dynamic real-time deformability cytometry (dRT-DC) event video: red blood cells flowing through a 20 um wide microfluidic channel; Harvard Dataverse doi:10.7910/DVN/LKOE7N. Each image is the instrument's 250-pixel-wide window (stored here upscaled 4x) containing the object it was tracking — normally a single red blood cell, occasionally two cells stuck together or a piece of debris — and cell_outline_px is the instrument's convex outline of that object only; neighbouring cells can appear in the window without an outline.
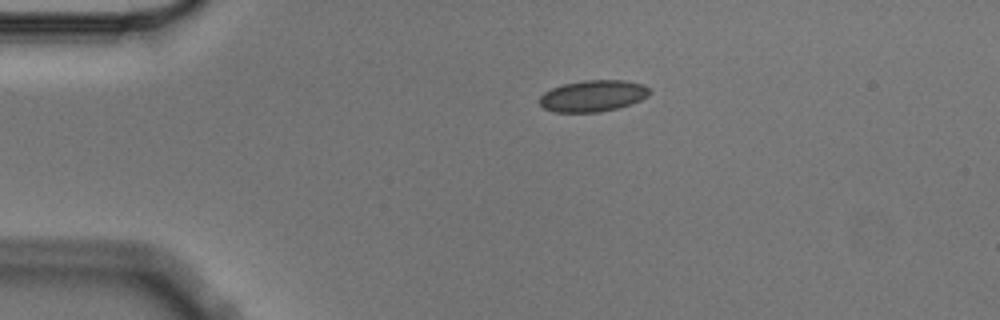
{"species": "Egyptian fruit bat (a non-hibernating species)", "species_latin": "Rousettus aegyptiacus", "temperature_condition": "cold", "stored_images_in_passage": 3, "camera_frame_rate_fps": 3000, "um_per_image_px": 0.085, "animal": {"sex": "male"}, "frame": {"image": 1, "passage_image": 1, "time_ms": 0.0, "image_size_px": [1000, 320], "cell_outline_px": [[652, 92], [648, 96], [640, 100], [616, 108], [600, 112], [552, 112], [544, 108], [536, 100], [544, 92], [552, 88], [564, 84], [584, 80], [624, 80], [644, 84]], "centroid_in_image_um": [50.37, 8.15], "position_along_channel_um": 34.6, "area_um2": 20.23}}
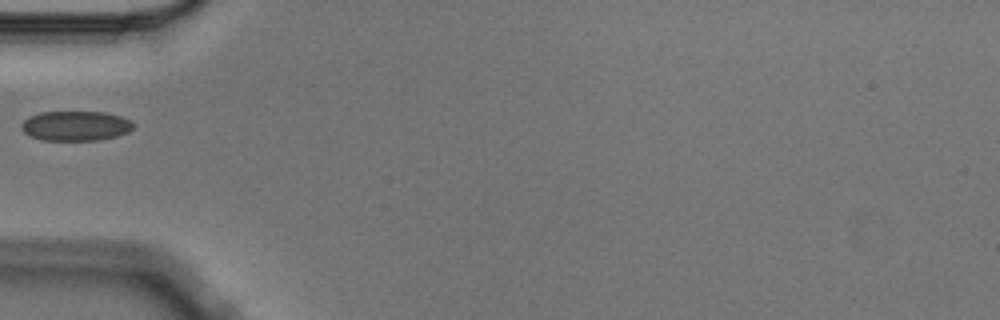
{"frame": {"image": 2, "passage_image": 3, "time_ms": 0.667, "image_size_px": [1000, 320], "cell_outline_px": [[132, 128], [128, 132], [116, 136], [100, 140], [40, 140], [28, 136], [20, 128], [20, 124], [28, 116], [40, 112], [104, 112], [120, 116], [132, 120]], "centroid_in_image_um": [6.38, 10.7], "position_along_channel_um": 78.6, "area_um2": 19.59}}